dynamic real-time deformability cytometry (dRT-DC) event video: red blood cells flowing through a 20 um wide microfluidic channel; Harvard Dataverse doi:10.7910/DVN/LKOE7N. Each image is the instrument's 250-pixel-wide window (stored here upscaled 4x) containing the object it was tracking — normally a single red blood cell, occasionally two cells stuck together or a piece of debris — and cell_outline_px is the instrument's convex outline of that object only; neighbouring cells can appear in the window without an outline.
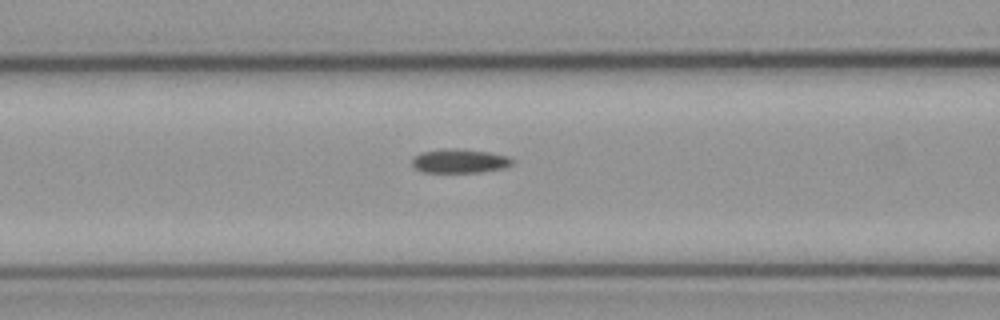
{"species": "common noctule bat (a hibernating species)", "species_latin": "Nyctalus noctula", "temperature_condition": "cold", "stored_images_in_passage": 5, "camera_frame_rate_fps": 3000, "um_per_image_px": 0.085, "animal": {"sex": "male", "body_mass_g": 23.1, "forearm_length_mm": 52.7}, "frame": {"image": 1, "passage_image": 5, "time_ms": 1.333, "image_size_px": [1000, 320], "cell_outline_px": [[516, 160], [512, 164], [504, 168], [480, 172], [420, 172], [412, 164], [412, 160], [420, 152], [444, 148], [456, 148], [488, 152], [508, 156]], "centroid_in_image_um": [39.08, 13.68], "position_along_channel_um": 127.5, "area_um2": 14.1}}